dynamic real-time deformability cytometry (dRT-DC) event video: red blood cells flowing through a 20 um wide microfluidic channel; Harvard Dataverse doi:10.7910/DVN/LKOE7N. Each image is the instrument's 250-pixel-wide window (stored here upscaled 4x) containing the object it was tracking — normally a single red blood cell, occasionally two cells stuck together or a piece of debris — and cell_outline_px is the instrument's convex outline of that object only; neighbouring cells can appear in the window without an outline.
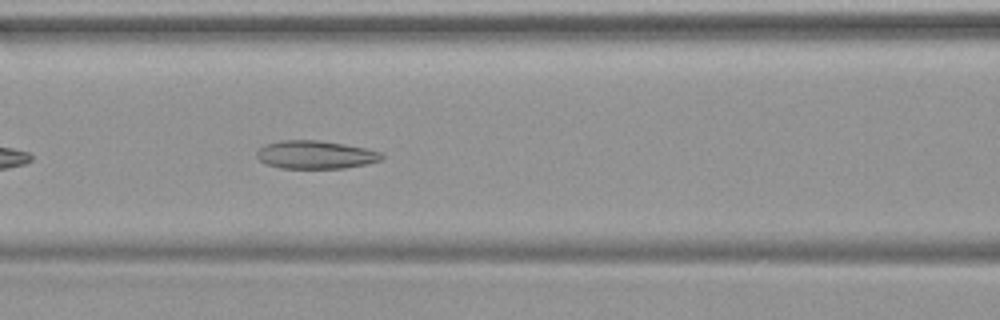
{"species": "common noctule bat (a hibernating species)", "species_latin": "Nyctalus noctula", "temperature_condition": "warm", "stored_images_in_passage": 34, "camera_frame_rate_fps": 3000, "um_per_image_px": 0.085, "animal": {"sex": "female", "body_mass_g": 19.9}, "frame": {"image": 1, "passage_image": 8, "time_ms": 2.333, "image_size_px": [1000, 320], "cell_outline_px": [[384, 156], [380, 160], [368, 164], [344, 168], [280, 168], [268, 164], [260, 160], [256, 156], [256, 152], [264, 144], [280, 140], [316, 140], [344, 144], [364, 148], [380, 152]], "centroid_in_image_um": [26.8, 13.15], "position_along_channel_um": 139.8, "area_um2": 20.4}}
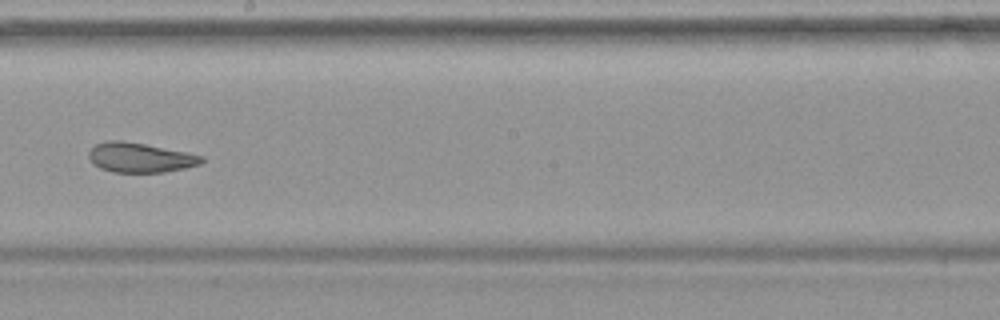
{"frame": {"image": 2, "passage_image": 15, "time_ms": 4.667, "image_size_px": [1000, 320], "cell_outline_px": [[204, 160], [200, 164], [184, 168], [164, 172], [112, 172], [100, 168], [92, 164], [88, 156], [88, 152], [96, 144], [108, 140], [120, 140], [144, 144], [188, 152], [204, 156]], "centroid_in_image_um": [11.89, 13.39], "position_along_channel_um": 236.3, "area_um2": 19.54}}
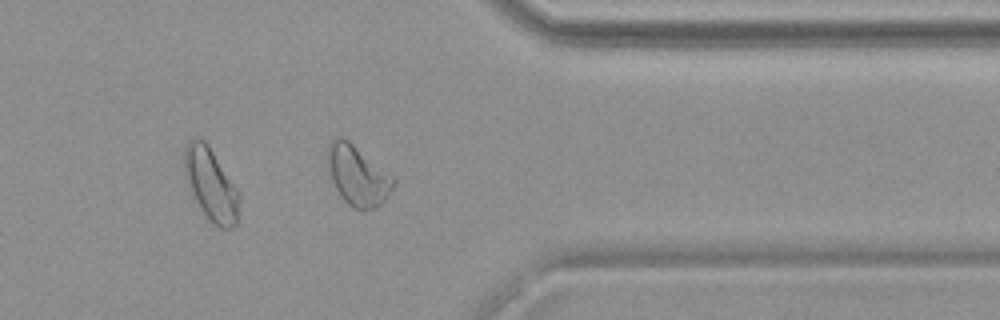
{"frame": {"image": 3, "passage_image": 26, "time_ms": 8.333, "image_size_px": [1000, 320], "cell_outline_px": [[396, 184], [388, 196], [376, 208], [352, 208], [340, 196], [332, 180], [328, 164], [328, 144], [332, 140], [340, 136], [348, 140], [392, 176], [396, 180]], "centroid_in_image_um": [30.41, 14.93], "position_along_channel_um": 381.0, "area_um2": 22.48}}